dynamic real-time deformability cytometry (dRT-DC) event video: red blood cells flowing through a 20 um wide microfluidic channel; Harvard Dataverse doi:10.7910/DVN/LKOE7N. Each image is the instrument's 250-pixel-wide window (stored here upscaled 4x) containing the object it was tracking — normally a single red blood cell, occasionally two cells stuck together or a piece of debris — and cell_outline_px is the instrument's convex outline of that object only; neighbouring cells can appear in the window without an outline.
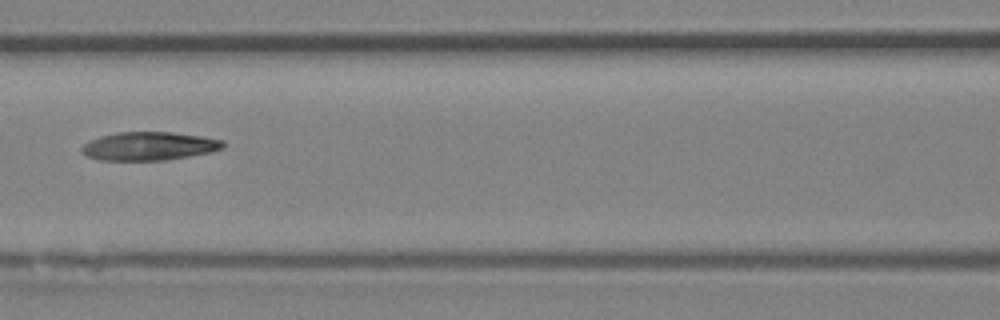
{"species": "Egyptian fruit bat (a non-hibernating species)", "species_latin": "Rousettus aegyptiacus", "temperature_condition": "room temperature", "stored_images_in_passage": 7, "camera_frame_rate_fps": 3000, "um_per_image_px": 0.085, "animal": {"sex": "female"}, "frame": {"image": 1, "passage_image": 6, "time_ms": 1.667, "image_size_px": [1000, 320], "cell_outline_px": [[224, 148], [212, 152], [164, 160], [100, 160], [88, 156], [80, 152], [80, 148], [84, 144], [100, 136], [116, 132], [172, 132], [200, 136], [224, 140]], "centroid_in_image_um": [12.67, 12.42], "position_along_channel_um": 153.9, "area_um2": 23.35}}
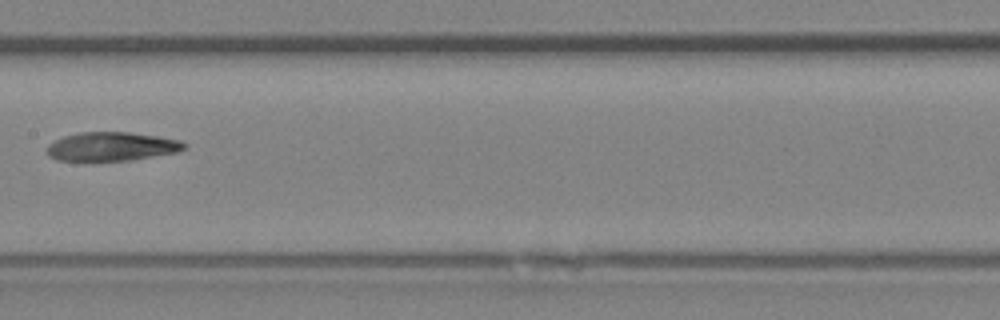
{"frame": {"image": 2, "passage_image": 7, "time_ms": 2.0, "image_size_px": [1000, 320], "cell_outline_px": [[188, 144], [184, 148], [176, 152], [132, 160], [56, 160], [48, 156], [44, 148], [48, 144], [64, 136], [80, 132], [128, 132], [156, 136], [180, 140]], "centroid_in_image_um": [9.45, 12.45], "position_along_channel_um": 198.0, "area_um2": 22.95}}